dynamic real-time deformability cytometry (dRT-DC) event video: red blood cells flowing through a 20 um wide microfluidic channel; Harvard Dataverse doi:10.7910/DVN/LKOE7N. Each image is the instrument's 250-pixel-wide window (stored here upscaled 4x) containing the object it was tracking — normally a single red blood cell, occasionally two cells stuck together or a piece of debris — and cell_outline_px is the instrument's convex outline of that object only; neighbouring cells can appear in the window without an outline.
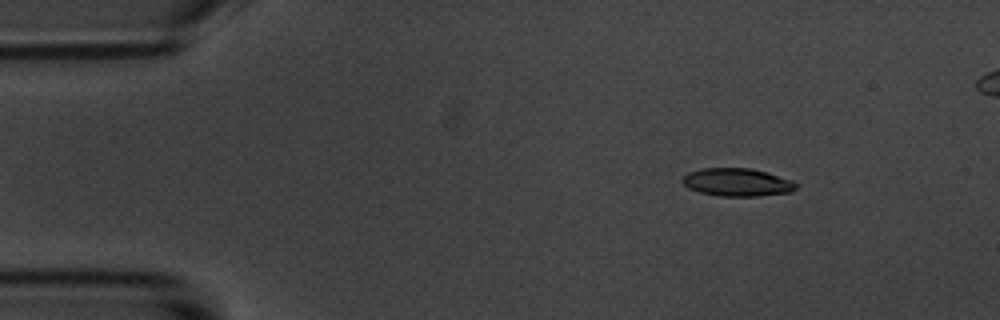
{"species": "common noctule bat (a hibernating species)", "species_latin": "Nyctalus noctula", "temperature_condition": "room temperature", "stored_images_in_passage": 6, "camera_frame_rate_fps": 3000, "um_per_image_px": 0.085, "animal": {"sex": "male", "body_mass_g": 20.1, "forearm_length_mm": 53.5}, "frame": {"image": 1, "passage_image": 2, "time_ms": 1.333, "image_size_px": [1000, 320], "cell_outline_px": [[796, 188], [792, 192], [760, 196], [720, 196], [700, 192], [688, 188], [680, 180], [688, 172], [700, 168], [752, 168], [792, 180], [796, 184]], "centroid_in_image_um": [62.64, 15.49], "position_along_channel_um": 22.4, "area_um2": 18.55}}